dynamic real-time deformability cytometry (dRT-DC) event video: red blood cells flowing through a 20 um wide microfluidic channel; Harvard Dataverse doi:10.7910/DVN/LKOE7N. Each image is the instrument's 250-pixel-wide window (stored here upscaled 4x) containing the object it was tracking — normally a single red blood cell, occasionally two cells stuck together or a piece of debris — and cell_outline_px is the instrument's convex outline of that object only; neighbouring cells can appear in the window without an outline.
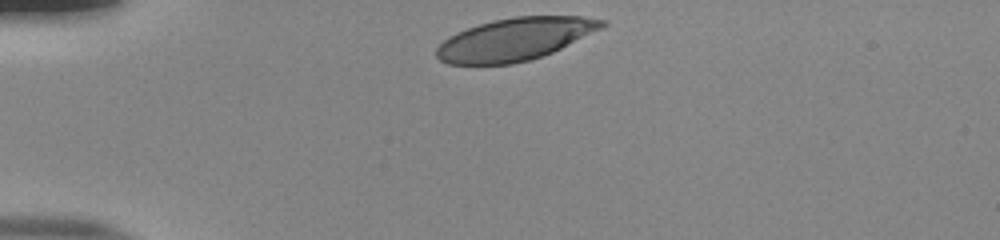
{"species": "human", "species_latin": "Homo sapiens", "temperature_condition": "room temperature", "stored_images_in_passage": 32, "camera_frame_rate_fps": 3000, "um_per_image_px": 0.085, "donor": {"sex": "male"}, "frame": {"image": 1, "passage_image": 1, "time_ms": 0.0, "image_size_px": [1000, 240], "cell_outline_px": [[608, 24], [552, 52], [528, 60], [512, 64], [448, 64], [440, 60], [436, 56], [436, 48], [444, 40], [456, 32], [480, 24], [496, 20], [516, 16], [580, 16], [608, 20]], "centroid_in_image_um": [43.75, 3.33], "position_along_channel_um": 41.2, "area_um2": 40.4}}
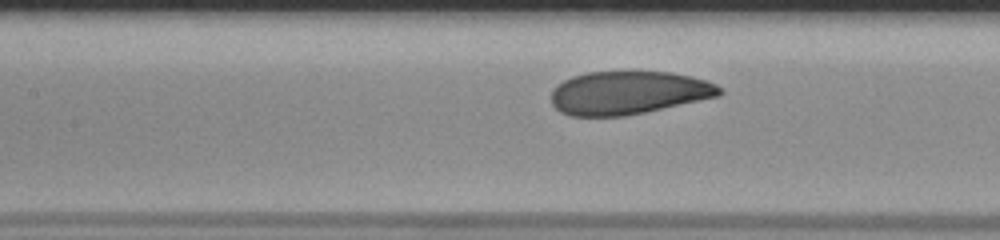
{"frame": {"image": 2, "passage_image": 13, "time_ms": 4.0, "image_size_px": [1000, 240], "cell_outline_px": [[724, 92], [720, 96], [644, 112], [624, 116], [572, 116], [560, 112], [552, 104], [552, 92], [564, 80], [572, 76], [588, 72], [672, 72], [692, 76], [716, 84]], "centroid_in_image_um": [53.43, 7.89], "position_along_channel_um": 154.0, "area_um2": 42.14}}
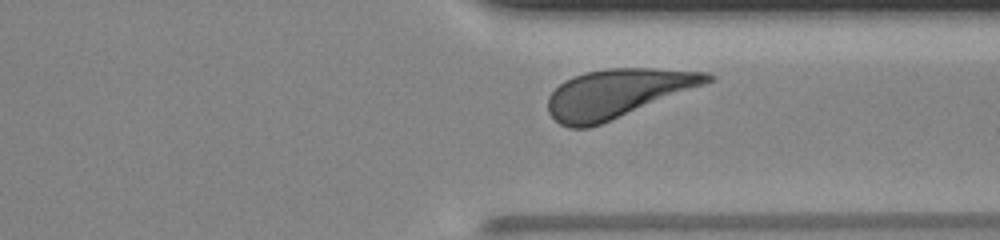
{"frame": {"image": 3, "passage_image": 29, "time_ms": 9.333, "image_size_px": [1000, 240], "cell_outline_px": [[716, 76], [712, 80], [704, 84], [600, 124], [588, 128], [568, 128], [560, 124], [548, 112], [548, 96], [564, 80], [572, 76], [584, 72], [608, 68], [652, 68], [708, 72]], "centroid_in_image_um": [52.43, 7.92], "position_along_channel_um": 359.0, "area_um2": 44.62}, "authors_computed_cell_mechanics": {"area_um2": 43.3211, "velocity_mm_per_s": 3.8481, "shape_relaxation_time_tau1_ms": 3.4531, "shape_relaxation_time_tau2_ms": 3.4281, "deformation_change_tau1": 0.1643, "deformation_change_tau2": 0.118}}